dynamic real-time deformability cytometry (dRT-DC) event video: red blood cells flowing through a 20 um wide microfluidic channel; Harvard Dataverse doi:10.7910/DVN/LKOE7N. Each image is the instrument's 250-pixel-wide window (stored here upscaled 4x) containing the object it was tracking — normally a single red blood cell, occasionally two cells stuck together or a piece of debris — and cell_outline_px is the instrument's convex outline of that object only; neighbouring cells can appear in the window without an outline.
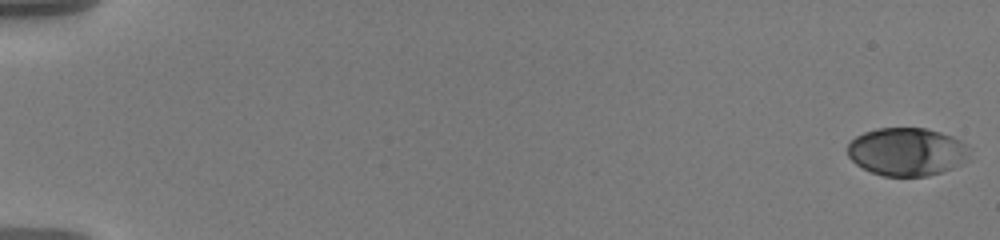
{"species": "human", "species_latin": "Homo sapiens", "temperature_condition": "warm", "stored_images_in_passage": 55, "camera_frame_rate_fps": 3000, "um_per_image_px": 0.085, "donor": {"sex": "male"}, "frame": {"image": 1, "passage_image": 1, "time_ms": 0.0, "image_size_px": [1000, 240], "cell_outline_px": [[972, 148], [968, 160], [952, 168], [928, 176], [884, 176], [872, 172], [856, 164], [848, 156], [848, 144], [856, 136], [864, 132], [876, 128], [924, 128], [940, 132], [952, 136], [960, 140]], "centroid_in_image_um": [77.12, 12.89], "position_along_channel_um": 7.9, "area_um2": 34.33}}
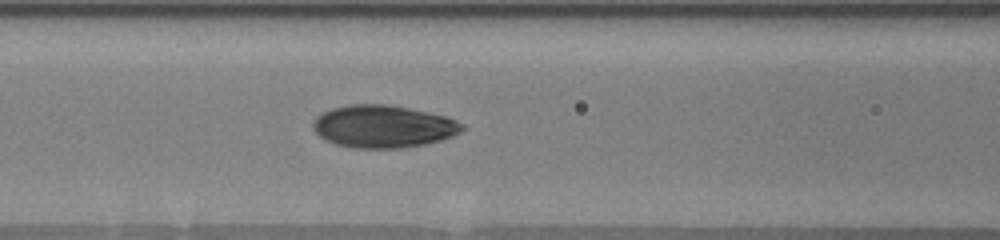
{"frame": {"image": 2, "passage_image": 27, "time_ms": 8.667, "image_size_px": [1000, 240], "cell_outline_px": [[464, 128], [460, 132], [452, 136], [440, 140], [424, 144], [400, 148], [352, 148], [336, 144], [320, 136], [312, 128], [312, 124], [316, 116], [320, 112], [332, 108], [348, 104], [388, 104], [428, 112], [444, 116], [456, 120], [464, 124]], "centroid_in_image_um": [32.54, 10.74], "position_along_channel_um": 134.1, "area_um2": 36.93}}
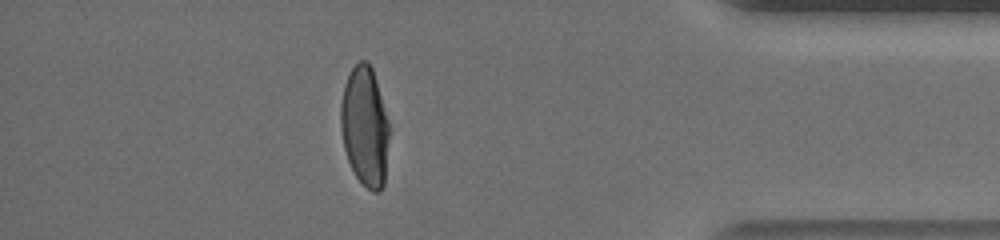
{"frame": {"image": 3, "passage_image": 52, "time_ms": 17.0, "image_size_px": [1000, 240], "cell_outline_px": [[388, 136], [384, 184], [380, 192], [372, 192], [356, 176], [348, 160], [344, 148], [340, 128], [340, 104], [344, 84], [352, 68], [360, 60], [368, 60], [372, 68], [376, 80], [388, 120]], "centroid_in_image_um": [30.99, 10.73], "position_along_channel_um": 404.2, "area_um2": 33.64}}